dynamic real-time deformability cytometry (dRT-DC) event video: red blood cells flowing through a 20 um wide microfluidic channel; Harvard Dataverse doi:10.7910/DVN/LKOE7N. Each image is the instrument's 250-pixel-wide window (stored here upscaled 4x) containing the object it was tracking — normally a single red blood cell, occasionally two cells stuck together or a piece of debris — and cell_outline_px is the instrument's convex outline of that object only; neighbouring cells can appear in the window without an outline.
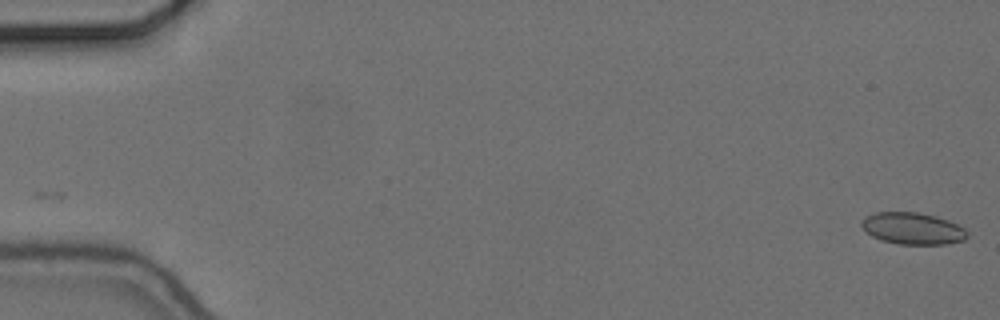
{"species": "common noctule bat (a hibernating species)", "species_latin": "Nyctalus noctula", "temperature_condition": "cold", "stored_images_in_passage": 56, "camera_frame_rate_fps": 3000, "um_per_image_px": 0.085, "animal": {"sex": "female", "body_mass_g": 24.6, "forearm_length_mm": 56.2}, "frame": {"image": 1, "passage_image": 1, "time_ms": 0.0, "image_size_px": [1000, 320], "cell_outline_px": [[968, 236], [964, 240], [948, 244], [900, 244], [880, 240], [872, 236], [860, 224], [860, 220], [864, 216], [876, 212], [916, 212], [936, 216], [948, 220], [964, 228], [968, 232]], "centroid_in_image_um": [77.57, 19.42], "position_along_channel_um": 7.4, "area_um2": 19.65}}
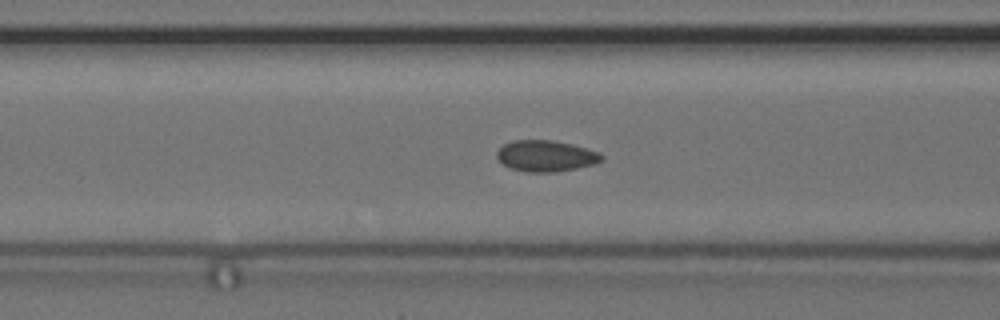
{"frame": {"image": 2, "passage_image": 23, "time_ms": 7.333, "image_size_px": [1000, 320], "cell_outline_px": [[604, 160], [596, 164], [556, 172], [528, 172], [512, 168], [504, 164], [496, 156], [496, 152], [504, 144], [512, 140], [552, 140], [572, 144], [588, 148], [600, 152], [604, 156]], "centroid_in_image_um": [46.45, 13.25], "position_along_channel_um": 120.1, "area_um2": 19.13}}
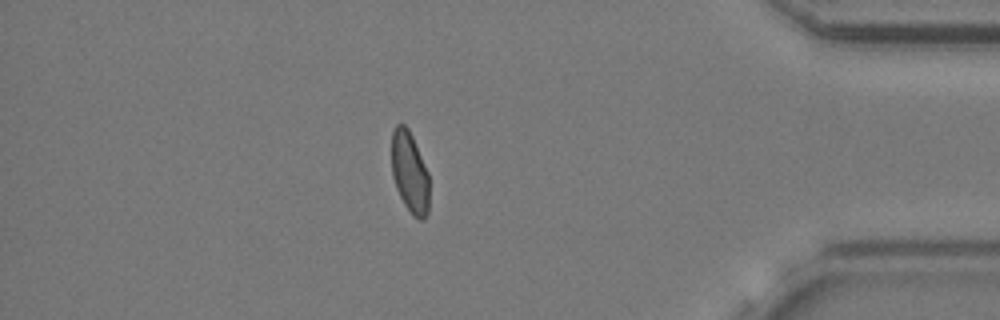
{"frame": {"image": 3, "passage_image": 49, "time_ms": 16.0, "image_size_px": [1000, 320], "cell_outline_px": [[428, 212], [424, 220], [420, 220], [412, 216], [404, 204], [396, 188], [392, 176], [392, 132], [396, 124], [404, 124], [408, 128], [412, 136], [428, 172]], "centroid_in_image_um": [34.82, 14.67], "position_along_channel_um": 400.4, "area_um2": 17.8}, "authors_computed_cell_mechanics": {"area_um2": 18.8717, "velocity_mm_per_s": 3.666, "shape_relaxation_time_tau1_ms": null, "shape_relaxation_time_tau2_ms": 2.3079, "deformation_change_tau1": null, "deformation_change_tau2": 0.0491}}